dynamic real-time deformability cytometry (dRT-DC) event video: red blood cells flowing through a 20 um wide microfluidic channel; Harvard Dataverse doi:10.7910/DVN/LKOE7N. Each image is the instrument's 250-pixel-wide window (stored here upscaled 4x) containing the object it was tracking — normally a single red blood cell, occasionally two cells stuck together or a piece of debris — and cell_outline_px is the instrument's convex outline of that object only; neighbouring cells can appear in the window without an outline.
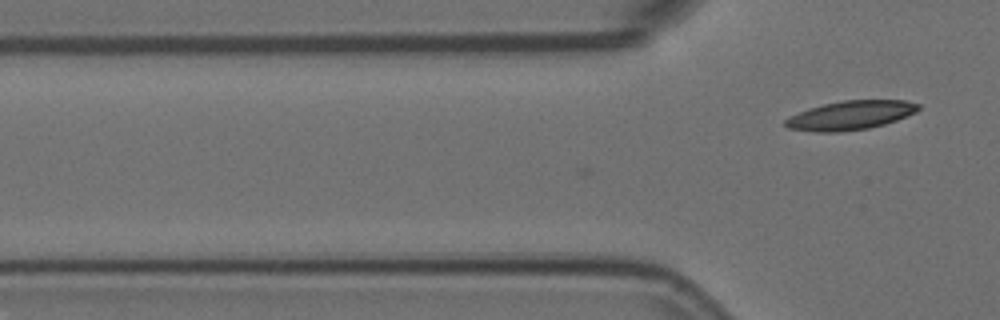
{"species": "Egyptian fruit bat (a non-hibernating species)", "species_latin": "Rousettus aegyptiacus", "temperature_condition": "room temperature", "stored_images_in_passage": 3, "camera_frame_rate_fps": 3000, "um_per_image_px": 0.085, "animal": {"sex": "female"}, "frame": {"image": 1, "passage_image": 3, "time_ms": 0.667, "image_size_px": [1000, 320], "cell_outline_px": [[920, 108], [916, 112], [896, 120], [884, 124], [868, 128], [840, 132], [816, 132], [788, 128], [784, 124], [784, 120], [808, 108], [824, 104], [844, 100], [904, 100], [920, 104]], "centroid_in_image_um": [72.3, 9.8], "position_along_channel_um": 53.5, "area_um2": 22.31}}